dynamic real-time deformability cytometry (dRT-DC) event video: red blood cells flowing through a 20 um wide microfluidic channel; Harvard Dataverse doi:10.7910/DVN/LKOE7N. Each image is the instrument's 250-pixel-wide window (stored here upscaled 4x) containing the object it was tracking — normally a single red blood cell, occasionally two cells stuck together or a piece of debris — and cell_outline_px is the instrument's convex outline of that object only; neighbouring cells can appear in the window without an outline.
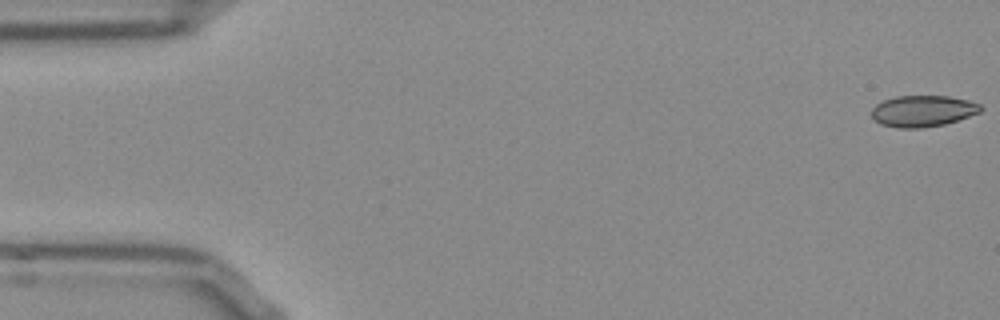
{"species": "Egyptian fruit bat (a non-hibernating species)", "species_latin": "Rousettus aegyptiacus", "temperature_condition": "room temperature", "stored_images_in_passage": 53, "camera_frame_rate_fps": 3000, "um_per_image_px": 0.085, "frame": {"image": 1, "passage_image": 1, "time_ms": 0.0, "image_size_px": [1000, 320], "cell_outline_px": [[984, 108], [980, 112], [944, 124], [920, 128], [896, 128], [880, 124], [872, 116], [872, 108], [876, 104], [884, 100], [896, 96], [948, 96], [968, 100], [980, 104]], "centroid_in_image_um": [78.43, 9.43], "position_along_channel_um": 6.6, "area_um2": 19.83}}
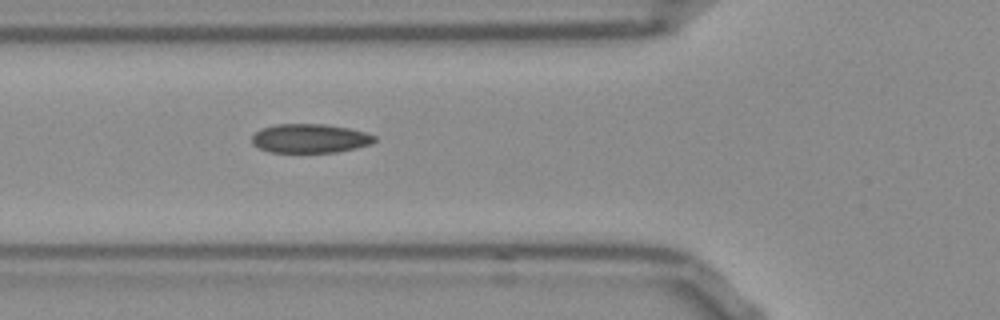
{"frame": {"image": 2, "passage_image": 19, "time_ms": 6.0, "image_size_px": [1000, 320], "cell_outline_px": [[376, 140], [372, 144], [356, 148], [336, 152], [268, 152], [252, 144], [252, 136], [260, 128], [276, 124], [324, 124], [348, 128], [368, 132], [376, 136]], "centroid_in_image_um": [26.36, 11.76], "position_along_channel_um": 99.4, "area_um2": 20.87}}
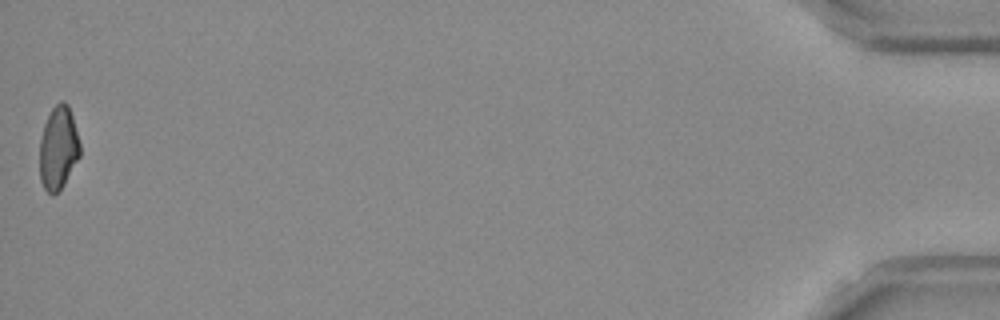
{"frame": {"image": 3, "passage_image": 53, "time_ms": 17.333, "image_size_px": [1000, 320], "cell_outline_px": [[80, 156], [64, 184], [52, 196], [44, 188], [40, 180], [40, 140], [44, 124], [52, 108], [60, 100], [64, 100], [68, 104], [72, 116], [80, 144]], "centroid_in_image_um": [4.95, 12.57], "position_along_channel_um": 430.2, "area_um2": 19.48}, "authors_computed_cell_mechanics": {"area_um2": 20.519, "velocity_mm_per_s": 3.819, "shape_relaxation_time_tau1_ms": null, "shape_relaxation_time_tau2_ms": 3.8878, "deformation_change_tau1": null, "deformation_change_tau2": 0.0805}}